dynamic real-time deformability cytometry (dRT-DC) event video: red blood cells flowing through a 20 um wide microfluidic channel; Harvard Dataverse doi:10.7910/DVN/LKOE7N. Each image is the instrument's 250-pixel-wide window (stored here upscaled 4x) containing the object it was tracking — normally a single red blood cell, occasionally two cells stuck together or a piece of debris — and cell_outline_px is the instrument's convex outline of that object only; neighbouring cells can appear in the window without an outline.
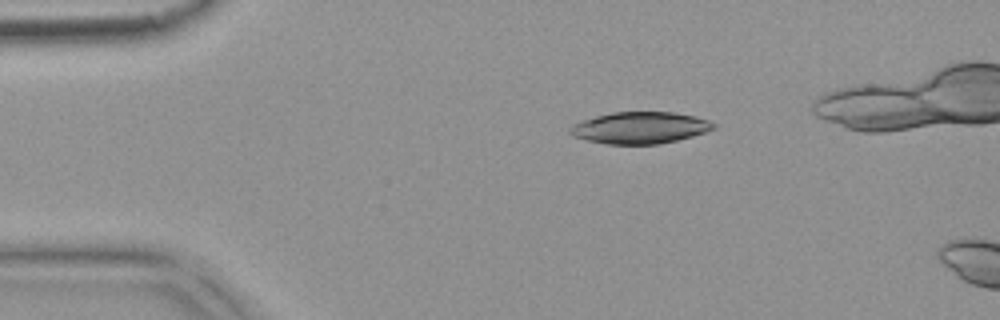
{"species": "common noctule bat (a hibernating species)", "species_latin": "Nyctalus noctula", "temperature_condition": "warm", "stored_images_in_passage": 2, "camera_frame_rate_fps": 3000, "um_per_image_px": 0.085, "animal": {"sex": "female", "body_mass_g": 18.4}, "frame": {"image": 1, "passage_image": 1, "time_ms": 0.0, "image_size_px": [1000, 320], "cell_outline_px": [[716, 128], [692, 136], [660, 144], [608, 144], [584, 140], [572, 136], [568, 132], [568, 128], [572, 124], [596, 116], [612, 112], [672, 112], [696, 116], [708, 120], [716, 124]], "centroid_in_image_um": [54.37, 10.86], "position_along_channel_um": 30.6, "area_um2": 26.59}}